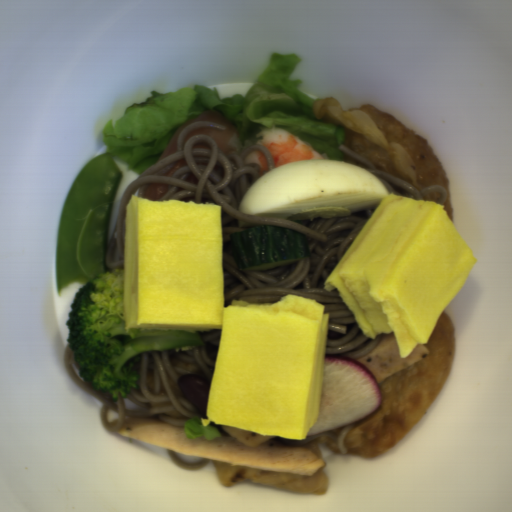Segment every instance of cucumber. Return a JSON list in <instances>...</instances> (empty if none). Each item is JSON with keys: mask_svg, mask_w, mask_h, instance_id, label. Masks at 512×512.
I'll return each instance as SVG.
<instances>
[{"mask_svg": "<svg viewBox=\"0 0 512 512\" xmlns=\"http://www.w3.org/2000/svg\"><path fill=\"white\" fill-rule=\"evenodd\" d=\"M238 271H266L310 256L303 234L284 226H259L229 237Z\"/></svg>", "mask_w": 512, "mask_h": 512, "instance_id": "cucumber-1", "label": "cucumber"}]
</instances>
